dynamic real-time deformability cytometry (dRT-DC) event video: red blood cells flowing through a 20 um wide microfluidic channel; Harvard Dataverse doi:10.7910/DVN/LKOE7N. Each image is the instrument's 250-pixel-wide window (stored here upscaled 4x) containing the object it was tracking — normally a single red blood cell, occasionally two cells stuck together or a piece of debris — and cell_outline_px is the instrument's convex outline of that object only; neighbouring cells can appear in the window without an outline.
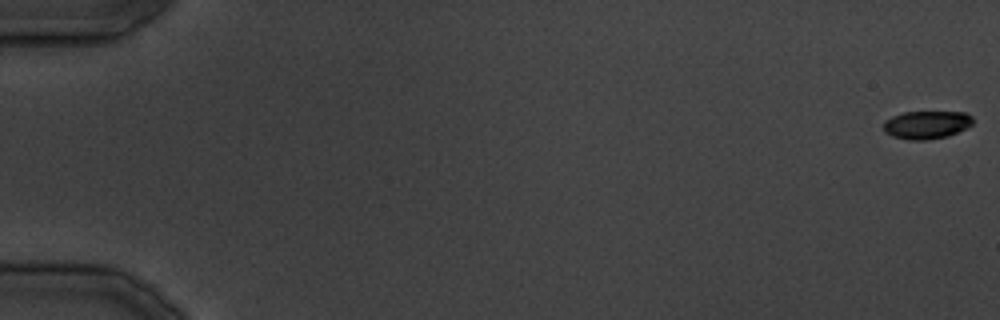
{"species": "common noctule bat (a hibernating species)", "species_latin": "Nyctalus noctula", "temperature_condition": "cold", "stored_images_in_passage": 38, "camera_frame_rate_fps": 3000, "um_per_image_px": 0.085, "animal": {"sex": "male", "body_mass_g": 19.5, "forearm_length_mm": 54.6}, "frame": {"image": 1, "passage_image": 1, "time_ms": 0.0, "image_size_px": [1000, 320], "cell_outline_px": [[972, 124], [948, 136], [928, 140], [908, 140], [892, 136], [884, 132], [884, 120], [892, 116], [904, 112], [964, 112], [972, 116]], "centroid_in_image_um": [78.72, 10.61], "position_along_channel_um": 6.3, "area_um2": 14.57}}
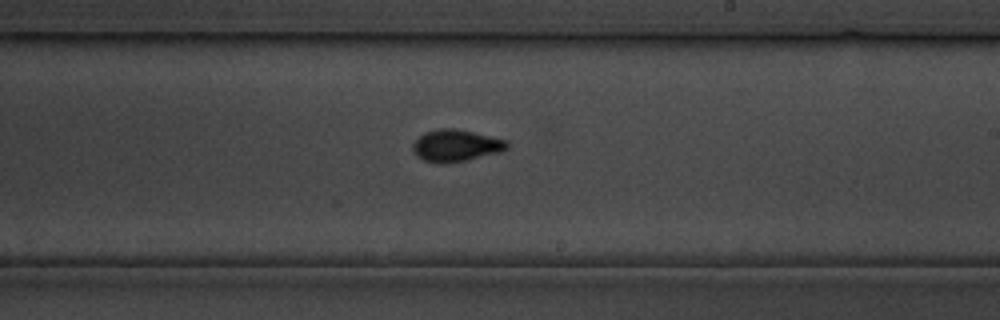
{"frame": {"image": 2, "passage_image": 23, "time_ms": 27.0, "image_size_px": [1000, 320], "cell_outline_px": [[508, 148], [500, 152], [468, 160], [424, 160], [416, 156], [412, 152], [412, 144], [424, 132], [440, 128], [456, 128], [508, 140]], "centroid_in_image_um": [38.78, 12.32], "position_along_channel_um": 250.2, "area_um2": 17.05}}
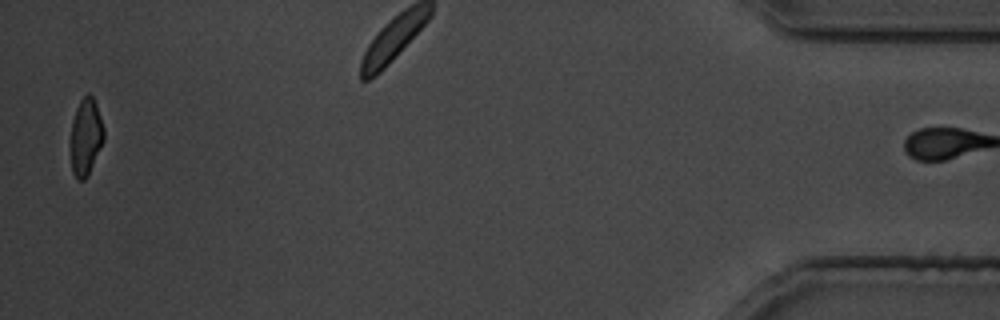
{"frame": {"image": 3, "passage_image": 37, "time_ms": 44.0, "image_size_px": [1000, 320], "cell_outline_px": [[104, 140], [88, 176], [84, 180], [76, 180], [72, 172], [72, 120], [76, 108], [80, 100], [88, 92], [92, 96], [96, 104], [104, 128]], "centroid_in_image_um": [7.31, 11.64], "position_along_channel_um": 427.9, "area_um2": 14.74}}